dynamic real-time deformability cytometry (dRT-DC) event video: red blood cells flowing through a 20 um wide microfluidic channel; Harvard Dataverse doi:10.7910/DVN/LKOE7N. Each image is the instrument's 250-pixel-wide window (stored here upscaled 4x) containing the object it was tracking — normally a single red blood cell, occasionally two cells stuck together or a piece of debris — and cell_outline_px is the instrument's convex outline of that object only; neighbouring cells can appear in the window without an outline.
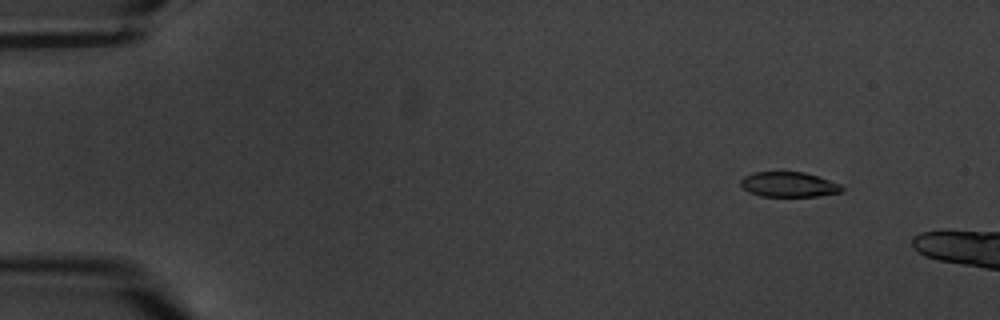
{"species": "common noctule bat (a hibernating species)", "species_latin": "Nyctalus noctula", "temperature_condition": "warm", "stored_images_in_passage": 4, "camera_frame_rate_fps": 3000, "um_per_image_px": 0.085, "animal": {"sex": "male", "body_mass_g": 20.1, "forearm_length_mm": 53.5}, "frame": {"image": 1, "passage_image": 2, "time_ms": 1.0, "image_size_px": [1000, 320], "cell_outline_px": [[844, 192], [816, 196], [760, 196], [748, 192], [740, 184], [740, 180], [744, 176], [752, 172], [804, 172], [840, 184], [844, 188]], "centroid_in_image_um": [67.03, 15.68], "position_along_channel_um": 18.0, "area_um2": 14.74}}